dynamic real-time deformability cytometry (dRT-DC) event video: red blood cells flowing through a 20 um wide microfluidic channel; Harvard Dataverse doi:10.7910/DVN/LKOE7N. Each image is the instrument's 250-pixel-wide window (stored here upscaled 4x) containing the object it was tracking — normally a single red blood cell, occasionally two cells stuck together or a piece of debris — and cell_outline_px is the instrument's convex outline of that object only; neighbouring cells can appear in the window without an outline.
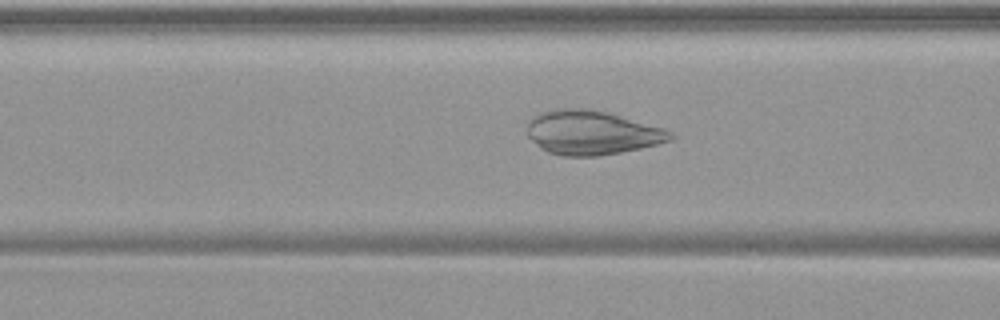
{"species": "common noctule bat (a hibernating species)", "species_latin": "Nyctalus noctula", "temperature_condition": "warm", "stored_images_in_passage": 53, "camera_frame_rate_fps": 3000, "um_per_image_px": 0.085, "animal": {"sex": "female", "body_mass_g": 19.9}, "frame": {"image": 1, "passage_image": 21, "time_ms": 6.667, "image_size_px": [1000, 320], "cell_outline_px": [[676, 136], [672, 140], [640, 148], [600, 156], [564, 156], [548, 152], [540, 148], [528, 136], [528, 120], [532, 116], [540, 112], [560, 108], [588, 108], [608, 112], [664, 128], [672, 132]], "centroid_in_image_um": [50.3, 11.26], "position_along_channel_um": 116.3, "area_um2": 36.99}}
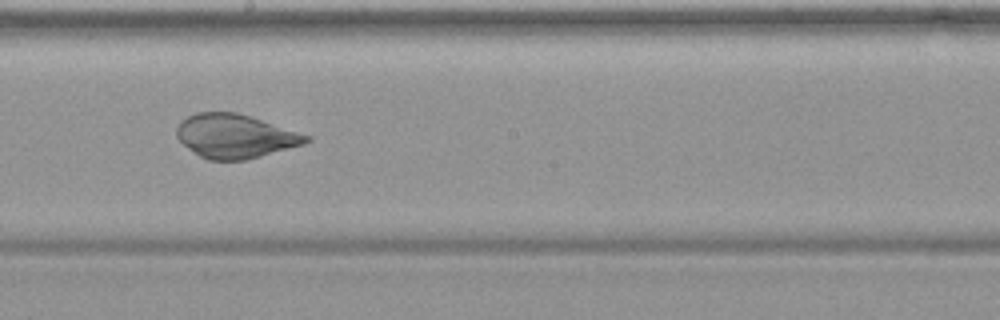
{"frame": {"image": 2, "passage_image": 30, "time_ms": 9.667, "image_size_px": [1000, 320], "cell_outline_px": [[312, 140], [304, 144], [260, 156], [244, 160], [208, 160], [200, 156], [188, 148], [176, 136], [176, 128], [188, 116], [196, 112], [236, 112], [312, 136]], "centroid_in_image_um": [20.0, 11.57], "position_along_channel_um": 228.2, "area_um2": 32.77}}
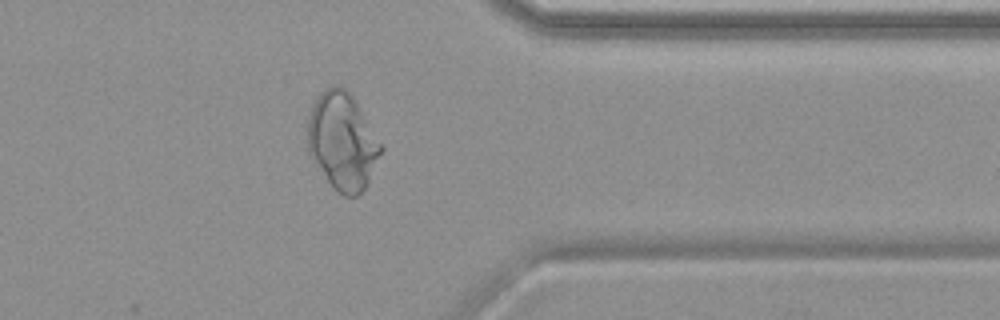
{"frame": {"image": 3, "passage_image": 43, "time_ms": 14.0, "image_size_px": [1000, 320], "cell_outline_px": [[384, 148], [368, 184], [356, 196], [344, 196], [336, 192], [332, 188], [312, 160], [308, 152], [308, 116], [312, 104], [316, 96], [324, 88], [336, 84], [340, 84], [352, 92]], "centroid_in_image_um": [29.1, 11.97], "position_along_channel_um": 382.3, "area_um2": 42.37}}